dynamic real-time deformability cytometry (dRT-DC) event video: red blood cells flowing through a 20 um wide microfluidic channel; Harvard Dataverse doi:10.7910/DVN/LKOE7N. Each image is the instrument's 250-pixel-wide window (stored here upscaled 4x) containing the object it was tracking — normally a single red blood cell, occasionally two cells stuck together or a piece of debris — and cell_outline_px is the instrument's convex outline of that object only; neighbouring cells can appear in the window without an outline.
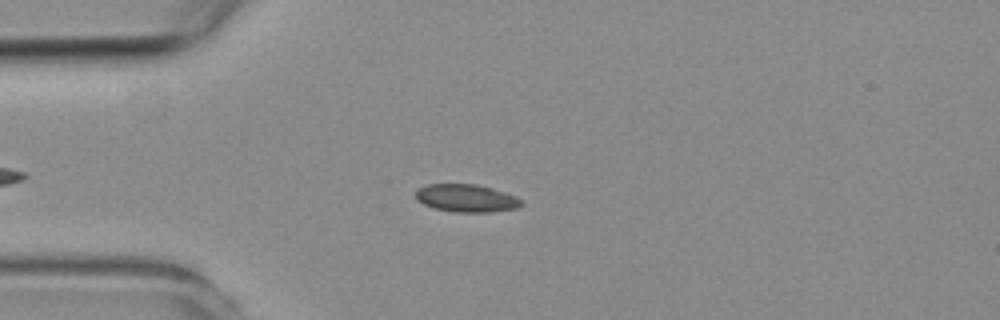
{"species": "common noctule bat (a hibernating species)", "species_latin": "Nyctalus noctula", "temperature_condition": "room temperature", "stored_images_in_passage": 2, "camera_frame_rate_fps": 3000, "um_per_image_px": 0.085, "animal": {"sex": "female", "body_mass_g": 19.3, "forearm_length_mm": 54.1}, "frame": {"image": 1, "passage_image": 2, "time_ms": 1.0, "image_size_px": [1000, 320], "cell_outline_px": [[524, 204], [520, 208], [492, 212], [456, 212], [432, 208], [416, 200], [416, 188], [428, 184], [476, 184], [492, 188], [516, 196]], "centroid_in_image_um": [39.64, 16.85], "position_along_channel_um": 45.4, "area_um2": 17.28}}